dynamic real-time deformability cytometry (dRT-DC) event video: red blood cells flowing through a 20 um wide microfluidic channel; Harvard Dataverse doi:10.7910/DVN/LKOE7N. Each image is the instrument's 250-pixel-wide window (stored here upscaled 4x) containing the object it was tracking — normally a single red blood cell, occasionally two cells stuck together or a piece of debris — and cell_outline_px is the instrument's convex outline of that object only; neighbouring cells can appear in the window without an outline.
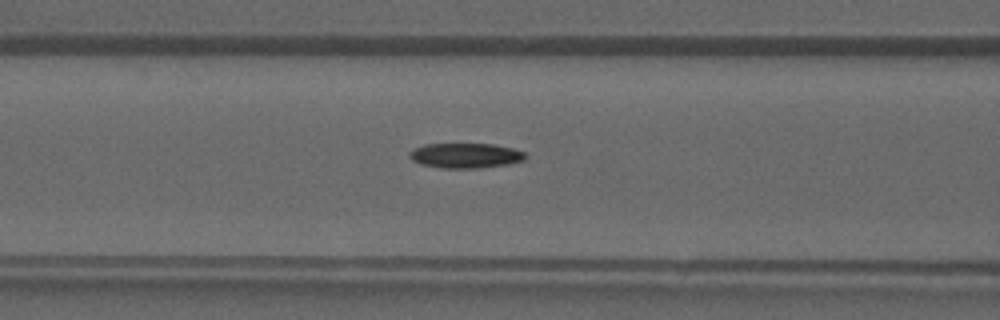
{"species": "common noctule bat (a hibernating species)", "species_latin": "Nyctalus noctula", "temperature_condition": "warm", "stored_images_in_passage": 42, "camera_frame_rate_fps": 3000, "um_per_image_px": 0.085, "animal": {"sex": "male", "forearm_length_mm": 52.5}, "frame": {"image": 1, "passage_image": 18, "time_ms": 5.667, "image_size_px": [1000, 320], "cell_outline_px": [[528, 156], [524, 160], [508, 164], [480, 168], [440, 168], [420, 164], [412, 160], [408, 156], [408, 152], [424, 144], [492, 144], [512, 148], [524, 152]], "centroid_in_image_um": [39.55, 13.23], "position_along_channel_um": 127.0, "area_um2": 16.94}}
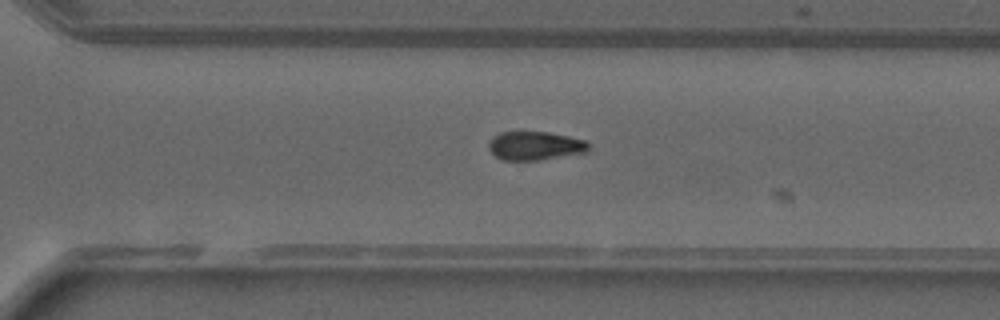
{"frame": {"image": 2, "passage_image": 30, "time_ms": 9.667, "image_size_px": [1000, 320], "cell_outline_px": [[588, 152], [540, 160], [504, 160], [496, 156], [488, 148], [488, 144], [492, 136], [500, 132], [548, 132], [588, 140]], "centroid_in_image_um": [45.49, 12.39], "position_along_channel_um": 325.1, "area_um2": 16.76}}
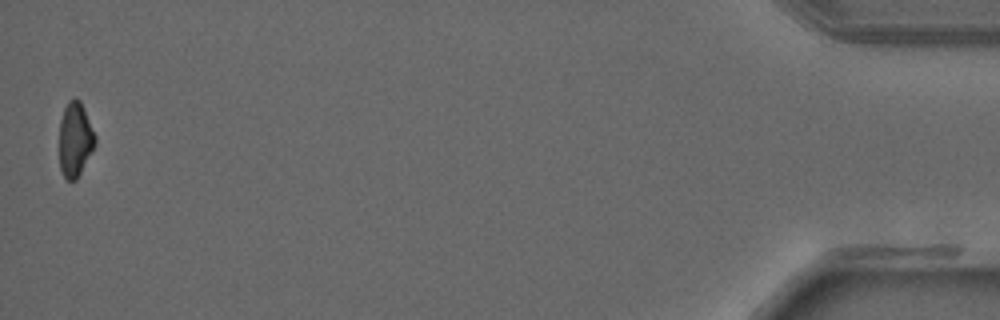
{"frame": {"image": 3, "passage_image": 42, "time_ms": 13.667, "image_size_px": [1000, 320], "cell_outline_px": [[96, 144], [76, 180], [68, 180], [64, 176], [60, 168], [60, 120], [64, 108], [68, 100], [72, 96], [76, 96], [80, 100], [96, 136]], "centroid_in_image_um": [6.39, 11.81], "position_along_channel_um": 428.8, "area_um2": 15.55}}